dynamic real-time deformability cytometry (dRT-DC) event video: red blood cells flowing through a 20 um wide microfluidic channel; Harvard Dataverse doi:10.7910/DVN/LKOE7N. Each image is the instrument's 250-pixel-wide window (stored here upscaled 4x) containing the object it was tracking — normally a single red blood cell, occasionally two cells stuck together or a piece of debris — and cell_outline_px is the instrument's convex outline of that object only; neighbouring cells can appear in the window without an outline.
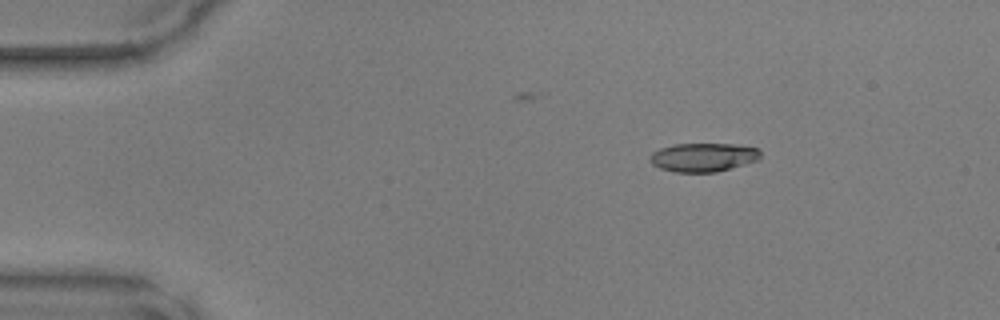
{"species": "common noctule bat (a hibernating species)", "species_latin": "Nyctalus noctula", "temperature_condition": "warm", "stored_images_in_passage": 42, "camera_frame_rate_fps": 3000, "um_per_image_px": 0.085, "animal": {"sex": "male", "body_mass_g": 17.9, "forearm_length_mm": 54.2}, "frame": {"image": 1, "passage_image": 2, "time_ms": 0.333, "image_size_px": [1000, 320], "cell_outline_px": [[760, 160], [716, 172], [676, 172], [660, 168], [652, 164], [648, 160], [648, 156], [652, 152], [660, 148], [672, 144], [736, 144], [760, 148]], "centroid_in_image_um": [59.77, 13.36], "position_along_channel_um": 25.2, "area_um2": 18.73}}
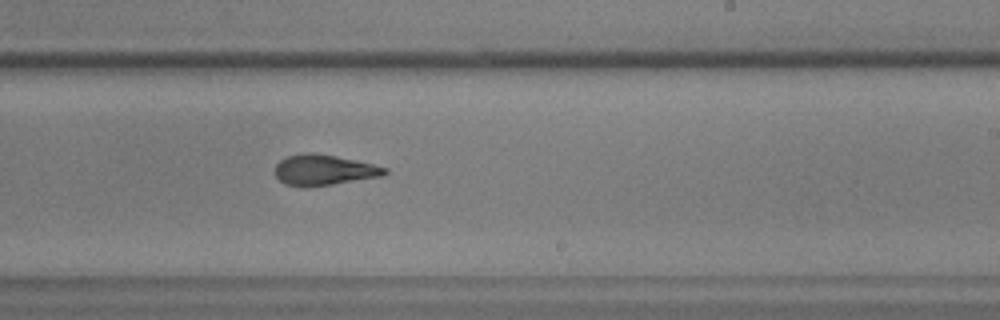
{"frame": {"image": 2, "passage_image": 24, "time_ms": 7.667, "image_size_px": [1000, 320], "cell_outline_px": [[388, 172], [384, 176], [308, 188], [300, 188], [284, 184], [276, 176], [276, 164], [280, 160], [288, 156], [304, 152], [312, 152], [336, 156], [372, 164], [388, 168]], "centroid_in_image_um": [27.52, 14.47], "position_along_channel_um": 261.5, "area_um2": 19.83}}
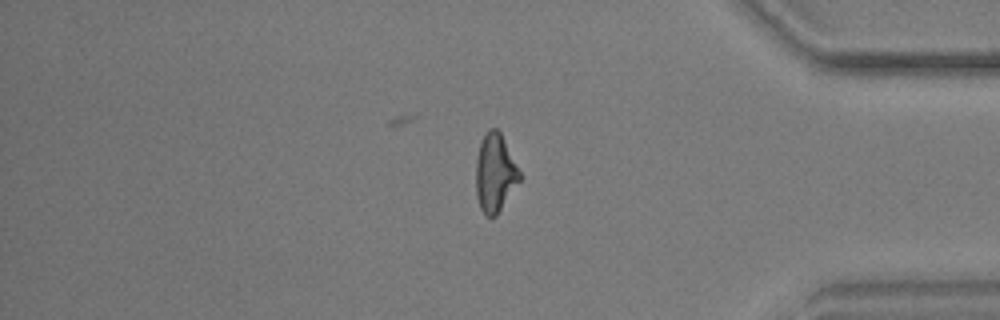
{"frame": {"image": 3, "passage_image": 35, "time_ms": 11.333, "image_size_px": [1000, 320], "cell_outline_px": [[520, 180], [496, 216], [488, 216], [480, 208], [476, 196], [476, 160], [480, 144], [484, 136], [492, 128], [496, 128], [500, 132], [520, 172]], "centroid_in_image_um": [42.06, 14.73], "position_along_channel_um": 393.1, "area_um2": 19.42}}